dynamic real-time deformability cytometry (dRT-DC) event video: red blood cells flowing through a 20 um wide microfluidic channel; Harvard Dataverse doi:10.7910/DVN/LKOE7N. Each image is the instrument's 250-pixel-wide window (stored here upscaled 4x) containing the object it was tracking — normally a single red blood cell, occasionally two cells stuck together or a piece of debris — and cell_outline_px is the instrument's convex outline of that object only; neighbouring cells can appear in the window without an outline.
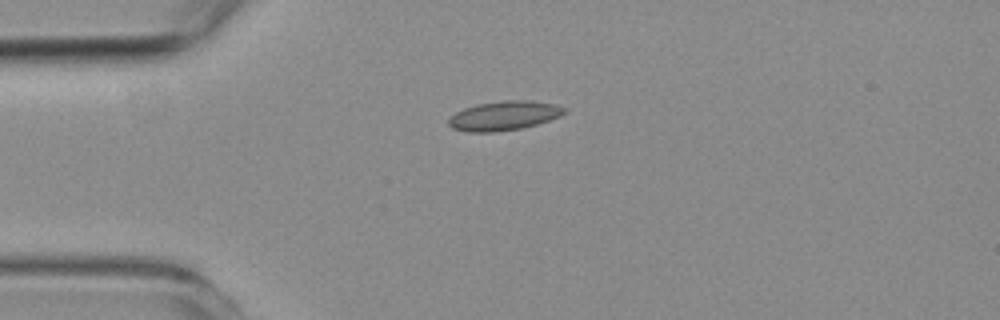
{"species": "common noctule bat (a hibernating species)", "species_latin": "Nyctalus noctula", "temperature_condition": "room temperature", "stored_images_in_passage": 36, "camera_frame_rate_fps": 3000, "um_per_image_px": 0.085, "animal": {"sex": "female", "body_mass_g": 19.3, "forearm_length_mm": 54.1}, "frame": {"image": 1, "passage_image": 1, "time_ms": 0.0, "image_size_px": [1000, 320], "cell_outline_px": [[568, 112], [560, 116], [536, 124], [520, 128], [492, 132], [468, 132], [452, 128], [448, 124], [448, 120], [456, 112], [464, 108], [480, 104], [508, 100], [528, 100], [556, 104], [568, 108]], "centroid_in_image_um": [42.88, 9.83], "position_along_channel_um": 42.1, "area_um2": 19.59}}
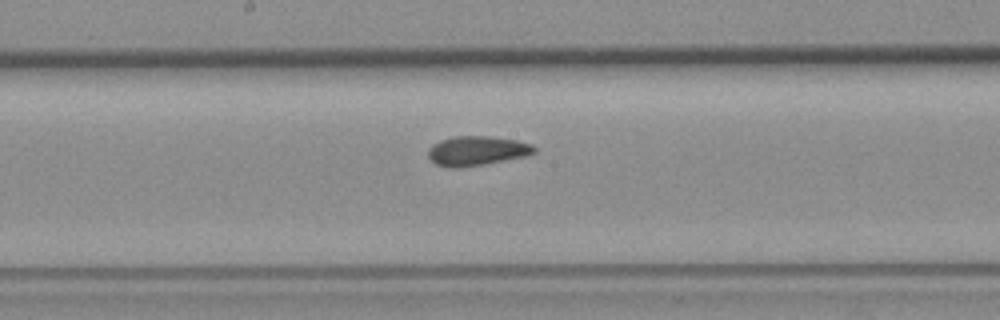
{"frame": {"image": 2, "passage_image": 16, "time_ms": 5.0, "image_size_px": [1000, 320], "cell_outline_px": [[536, 152], [524, 156], [484, 164], [460, 168], [448, 168], [436, 164], [428, 156], [428, 148], [432, 144], [440, 140], [456, 136], [488, 136], [516, 140], [532, 144], [536, 148]], "centroid_in_image_um": [40.51, 12.82], "position_along_channel_um": 207.7, "area_um2": 18.21}}
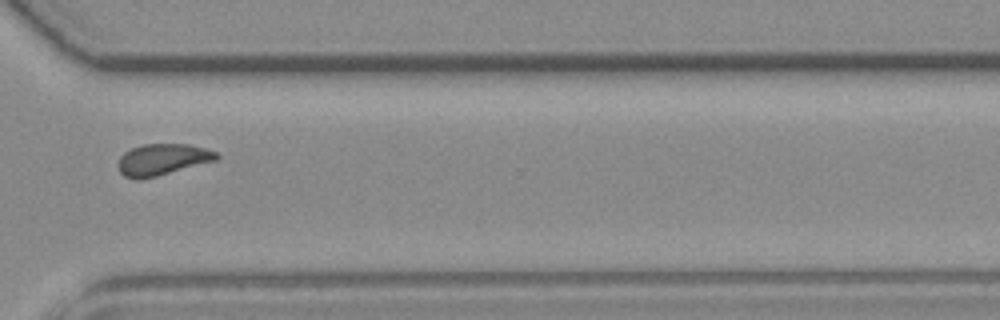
{"frame": {"image": 3, "passage_image": 28, "time_ms": 9.0, "image_size_px": [1000, 320], "cell_outline_px": [[220, 156], [216, 160], [156, 176], [136, 180], [124, 176], [120, 172], [116, 164], [120, 156], [124, 152], [132, 148], [144, 144], [188, 144], [204, 148], [216, 152]], "centroid_in_image_um": [13.76, 13.56], "position_along_channel_um": 356.8, "area_um2": 17.92}, "authors_computed_cell_mechanics": {"area_um2": 17.8313, "velocity_mm_per_s": 3.7338, "shape_relaxation_time_tau1_ms": 9.2226, "shape_relaxation_time_tau2_ms": 2.2454, "deformation_change_tau1": 0.1594, "deformation_change_tau2": 0.0514}}